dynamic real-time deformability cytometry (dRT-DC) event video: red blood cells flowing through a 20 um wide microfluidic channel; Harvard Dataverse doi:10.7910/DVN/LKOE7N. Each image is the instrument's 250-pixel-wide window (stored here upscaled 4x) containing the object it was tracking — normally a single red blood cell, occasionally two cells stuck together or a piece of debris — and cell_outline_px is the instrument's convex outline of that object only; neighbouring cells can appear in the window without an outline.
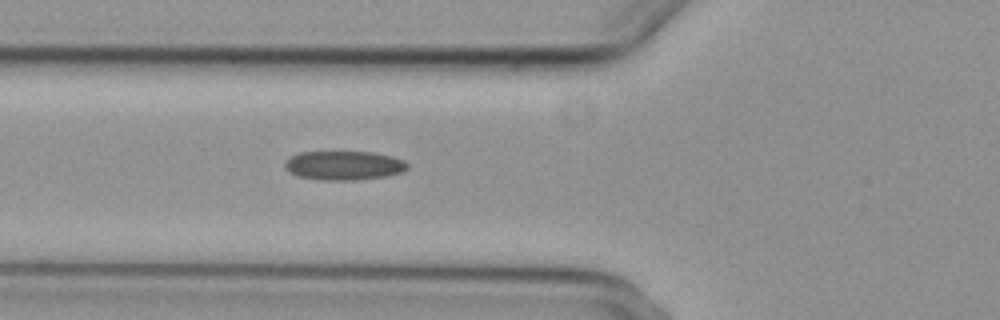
{"species": "common noctule bat (a hibernating species)", "species_latin": "Nyctalus noctula", "temperature_condition": "cold", "stored_images_in_passage": 3, "camera_frame_rate_fps": 3000, "um_per_image_px": 0.085, "animal": {"sex": "female", "body_mass_g": 29.2, "forearm_length_mm": 56.3}, "frame": {"image": 1, "passage_image": 3, "time_ms": 2.333, "image_size_px": [1000, 320], "cell_outline_px": [[408, 168], [400, 172], [384, 176], [356, 180], [320, 180], [296, 176], [288, 172], [284, 168], [284, 160], [300, 152], [372, 152], [392, 156], [404, 160], [408, 164]], "centroid_in_image_um": [29.18, 14.06], "position_along_channel_um": 96.6, "area_um2": 20.87}}